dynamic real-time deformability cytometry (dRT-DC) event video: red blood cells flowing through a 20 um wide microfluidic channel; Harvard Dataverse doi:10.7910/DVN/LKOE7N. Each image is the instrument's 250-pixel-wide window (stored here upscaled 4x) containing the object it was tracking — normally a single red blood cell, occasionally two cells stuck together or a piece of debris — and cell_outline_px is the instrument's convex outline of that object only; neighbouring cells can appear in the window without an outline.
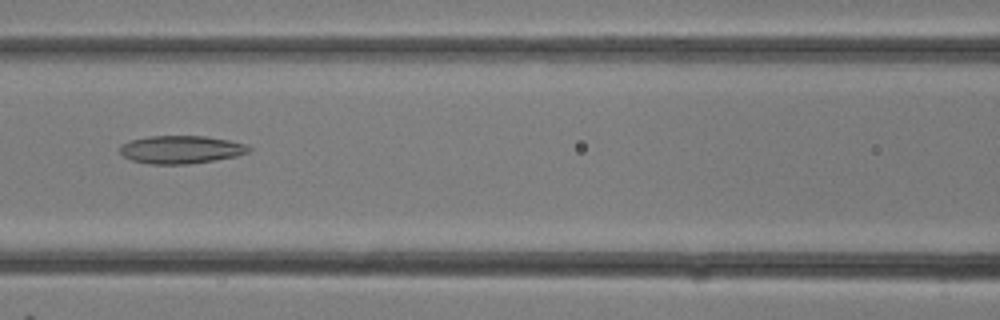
{"species": "common noctule bat (a hibernating species)", "species_latin": "Nyctalus noctula", "temperature_condition": "room temperature", "stored_images_in_passage": 9, "camera_frame_rate_fps": 3000, "um_per_image_px": 0.085, "animal": {"sex": "female"}, "frame": {"image": 1, "passage_image": 6, "time_ms": 1.667, "image_size_px": [1000, 320], "cell_outline_px": [[252, 152], [236, 156], [216, 160], [188, 164], [148, 164], [132, 160], [124, 156], [120, 152], [120, 144], [132, 140], [152, 136], [204, 136], [228, 140], [244, 144], [252, 148]], "centroid_in_image_um": [15.41, 12.72], "position_along_channel_um": 151.2, "area_um2": 20.98}}
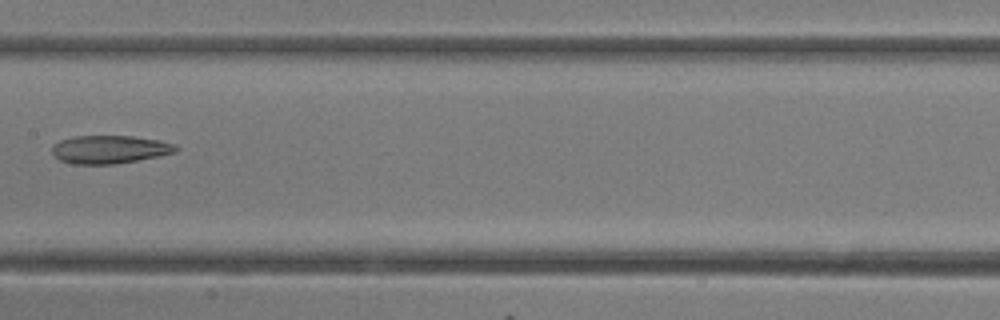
{"frame": {"image": 2, "passage_image": 8, "time_ms": 2.333, "image_size_px": [1000, 320], "cell_outline_px": [[180, 148], [176, 152], [160, 156], [116, 164], [76, 164], [60, 160], [52, 152], [52, 148], [60, 140], [76, 136], [132, 136], [160, 140], [176, 144]], "centroid_in_image_um": [9.39, 12.7], "position_along_channel_um": 198.0, "area_um2": 20.29}}